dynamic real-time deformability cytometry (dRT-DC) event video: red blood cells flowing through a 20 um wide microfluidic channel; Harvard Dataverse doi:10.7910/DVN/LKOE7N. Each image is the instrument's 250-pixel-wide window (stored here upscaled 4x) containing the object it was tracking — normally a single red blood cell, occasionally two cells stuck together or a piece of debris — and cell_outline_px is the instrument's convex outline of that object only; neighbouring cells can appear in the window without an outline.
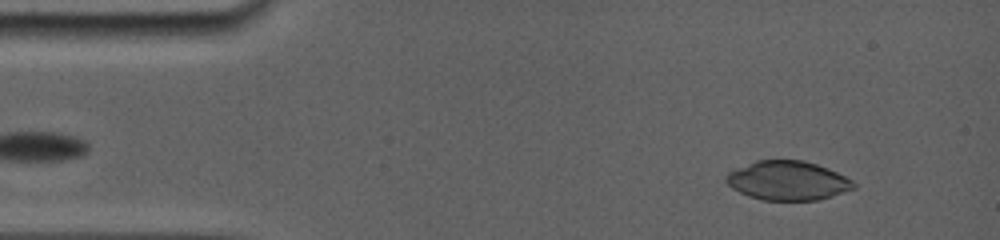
{"species": "common noctule bat (a hibernating species)", "species_latin": "Nyctalus noctula", "temperature_condition": "room temperature", "stored_images_in_passage": 4, "camera_frame_rate_fps": 5000, "um_per_image_px": 0.085, "animal": {"sex": "female", "body_mass_g": 19.0, "forearm_length_mm": 56.7}, "frame": {"image": 1, "passage_image": 1, "time_ms": 0.0, "image_size_px": [1000, 240], "cell_outline_px": [[856, 188], [832, 196], [816, 200], [764, 200], [748, 196], [732, 188], [724, 180], [724, 176], [728, 172], [756, 160], [804, 160], [828, 168], [852, 180], [856, 184]], "centroid_in_image_um": [66.95, 15.35], "position_along_channel_um": 18.1, "area_um2": 29.07}}